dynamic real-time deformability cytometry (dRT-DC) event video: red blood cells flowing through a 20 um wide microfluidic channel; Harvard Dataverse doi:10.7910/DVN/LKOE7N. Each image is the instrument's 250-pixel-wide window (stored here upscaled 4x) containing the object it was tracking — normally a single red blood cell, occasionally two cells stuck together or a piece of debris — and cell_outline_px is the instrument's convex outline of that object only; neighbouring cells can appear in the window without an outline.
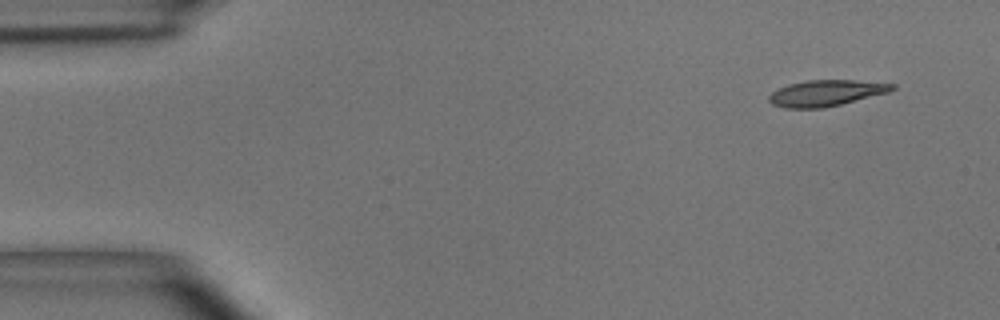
{"species": "common noctule bat (a hibernating species)", "species_latin": "Nyctalus noctula", "temperature_condition": "room temperature", "stored_images_in_passage": 51, "camera_frame_rate_fps": 3000, "um_per_image_px": 0.085, "animal": {"sex": "male", "body_mass_g": 15.6}, "frame": {"image": 1, "passage_image": 1, "time_ms": 0.0, "image_size_px": [1000, 320], "cell_outline_px": [[896, 88], [888, 92], [824, 108], [784, 108], [772, 104], [768, 100], [768, 96], [776, 88], [788, 84], [808, 80], [856, 80], [896, 84]], "centroid_in_image_um": [70.17, 7.9], "position_along_channel_um": 14.8, "area_um2": 18.73}}
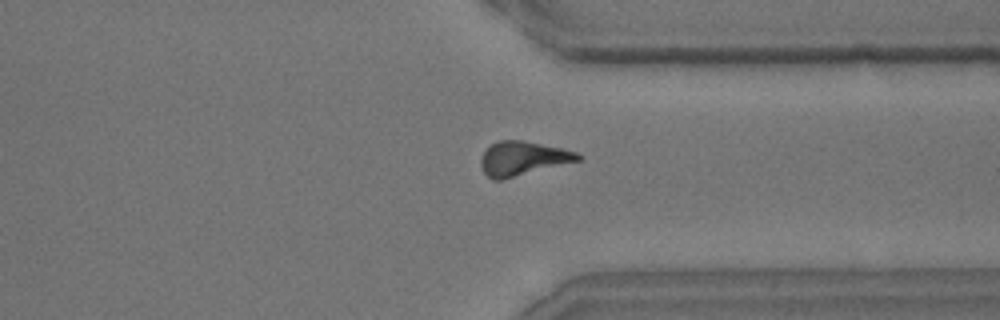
{"frame": {"image": 2, "passage_image": 38, "time_ms": 12.333, "image_size_px": [1000, 320], "cell_outline_px": [[584, 156], [580, 160], [504, 180], [492, 180], [484, 172], [480, 164], [480, 160], [484, 152], [496, 140], [524, 140], [564, 148], [576, 152]], "centroid_in_image_um": [44.45, 13.47], "position_along_channel_um": 366.9, "area_um2": 19.54}}
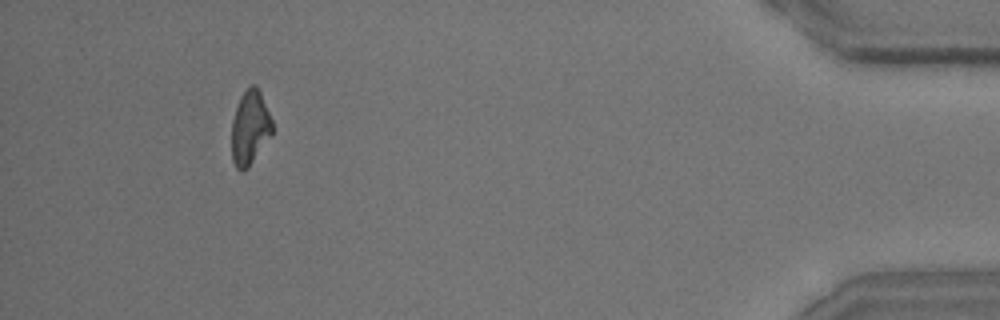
{"frame": {"image": 3, "passage_image": 47, "time_ms": 15.333, "image_size_px": [1000, 320], "cell_outline_px": [[276, 128], [272, 136], [248, 168], [244, 172], [240, 172], [236, 168], [232, 160], [232, 120], [240, 96], [252, 84], [256, 84], [260, 92]], "centroid_in_image_um": [21.28, 10.9], "position_along_channel_um": 413.9, "area_um2": 17.98}, "authors_computed_cell_mechanics": {"area_um2": 18.785, "velocity_mm_per_s": 3.6846, "shape_relaxation_time_tau1_ms": 4.94, "shape_relaxation_time_tau2_ms": 8.3807, "deformation_change_tau1": 0.1494, "deformation_change_tau2": 0.2049}}